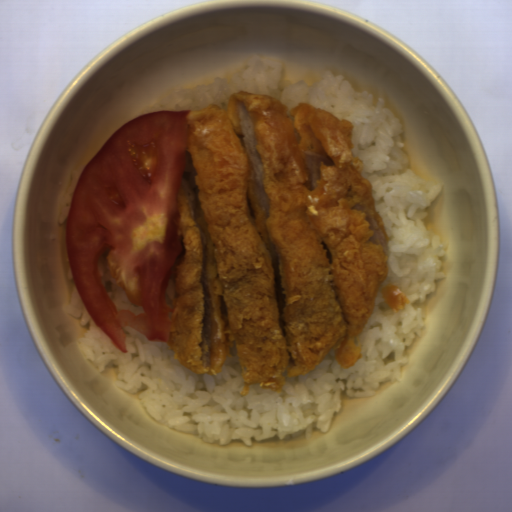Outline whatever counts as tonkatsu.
Returning <instances> with one entry per match:
<instances>
[{
    "instance_id": "obj_2",
    "label": "tonkatsu",
    "mask_w": 512,
    "mask_h": 512,
    "mask_svg": "<svg viewBox=\"0 0 512 512\" xmlns=\"http://www.w3.org/2000/svg\"><path fill=\"white\" fill-rule=\"evenodd\" d=\"M381 294L392 311L401 312L411 304L410 299L399 286L382 287Z\"/></svg>"
},
{
    "instance_id": "obj_1",
    "label": "tonkatsu",
    "mask_w": 512,
    "mask_h": 512,
    "mask_svg": "<svg viewBox=\"0 0 512 512\" xmlns=\"http://www.w3.org/2000/svg\"><path fill=\"white\" fill-rule=\"evenodd\" d=\"M354 124L318 105L230 94L189 111L175 214L167 347L195 374L228 359L251 385L283 392L330 353L343 368L388 275L391 252Z\"/></svg>"
}]
</instances>
